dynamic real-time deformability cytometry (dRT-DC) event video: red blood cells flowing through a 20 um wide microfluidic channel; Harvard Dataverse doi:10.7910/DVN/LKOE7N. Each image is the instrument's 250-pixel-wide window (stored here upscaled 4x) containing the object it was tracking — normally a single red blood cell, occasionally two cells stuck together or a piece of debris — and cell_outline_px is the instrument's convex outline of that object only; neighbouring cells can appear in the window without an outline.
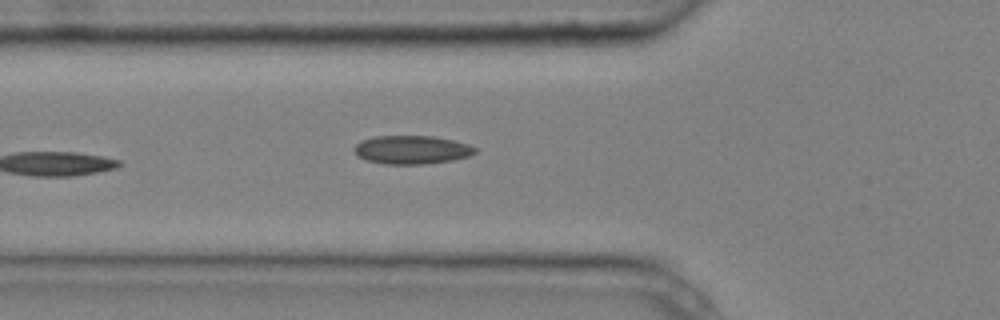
{"species": "common noctule bat (a hibernating species)", "species_latin": "Nyctalus noctula", "temperature_condition": "cold", "stored_images_in_passage": 6, "camera_frame_rate_fps": 3000, "um_per_image_px": 0.085, "animal": {"sex": "male", "body_mass_g": 20.4}, "frame": {"image": 1, "passage_image": 6, "time_ms": 1.667, "image_size_px": [1000, 320], "cell_outline_px": [[476, 152], [468, 156], [452, 160], [420, 164], [384, 164], [368, 160], [360, 156], [356, 152], [356, 144], [360, 140], [376, 136], [432, 136], [452, 140], [468, 144], [476, 148]], "centroid_in_image_um": [35.01, 12.72], "position_along_channel_um": 90.8, "area_um2": 19.71}}